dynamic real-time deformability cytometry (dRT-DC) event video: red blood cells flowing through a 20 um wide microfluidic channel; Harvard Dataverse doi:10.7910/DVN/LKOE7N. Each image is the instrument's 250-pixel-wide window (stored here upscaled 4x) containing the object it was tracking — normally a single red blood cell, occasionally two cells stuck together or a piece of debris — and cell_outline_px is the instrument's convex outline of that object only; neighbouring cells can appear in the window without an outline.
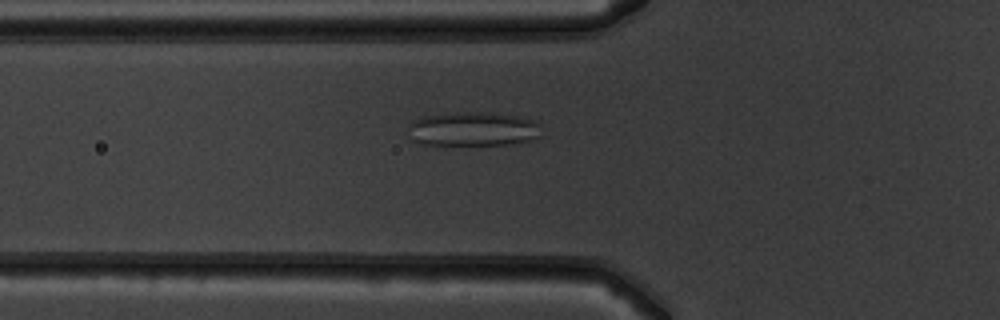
{"species": "common noctule bat (a hibernating species)", "species_latin": "Nyctalus noctula", "temperature_condition": "warm", "stored_images_in_passage": 53, "segment_of_instrument_passage": [1, 2], "camera_frame_rate_fps": 3000, "um_per_image_px": 0.085, "animal": {"sex": "male", "body_mass_g": 19.5, "forearm_length_mm": 54.6}, "frame": {"image": 1, "passage_image": 20, "time_ms": 6.333, "image_size_px": [1000, 320], "cell_outline_px": [[540, 136], [516, 144], [420, 144], [412, 140], [408, 136], [408, 124], [412, 120], [424, 116], [448, 112], [492, 112], [524, 116], [540, 124]], "centroid_in_image_um": [40.19, 10.94], "position_along_channel_um": 85.6, "area_um2": 26.99}}
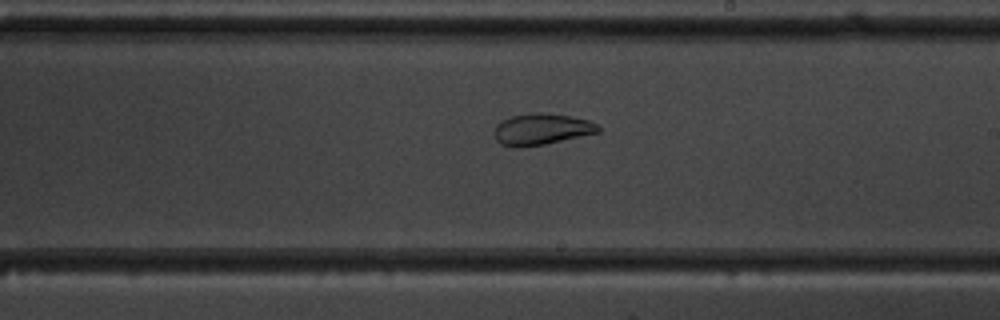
{"frame": {"image": 2, "passage_image": 32, "time_ms": 10.333, "image_size_px": [1000, 320], "cell_outline_px": [[600, 132], [544, 144], [500, 144], [496, 140], [496, 124], [512, 116], [536, 112], [568, 116], [588, 120], [596, 124], [600, 128]], "centroid_in_image_um": [46.09, 10.95], "position_along_channel_um": 242.9, "area_um2": 17.98}}
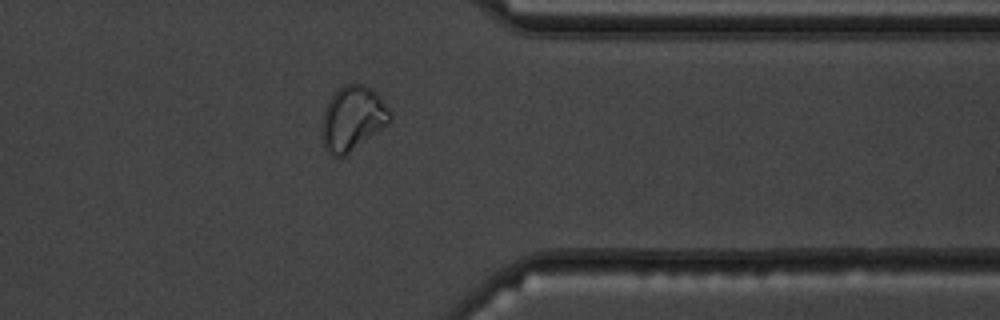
{"frame": {"image": 3, "passage_image": 43, "time_ms": 14.0, "image_size_px": [1000, 320], "cell_outline_px": [[392, 120], [384, 128], [344, 156], [332, 156], [324, 148], [320, 128], [324, 112], [332, 96], [344, 84], [364, 84], [372, 88], [380, 96], [388, 108], [392, 116]], "centroid_in_image_um": [29.98, 10.08], "position_along_channel_um": 381.4, "area_um2": 25.66}}